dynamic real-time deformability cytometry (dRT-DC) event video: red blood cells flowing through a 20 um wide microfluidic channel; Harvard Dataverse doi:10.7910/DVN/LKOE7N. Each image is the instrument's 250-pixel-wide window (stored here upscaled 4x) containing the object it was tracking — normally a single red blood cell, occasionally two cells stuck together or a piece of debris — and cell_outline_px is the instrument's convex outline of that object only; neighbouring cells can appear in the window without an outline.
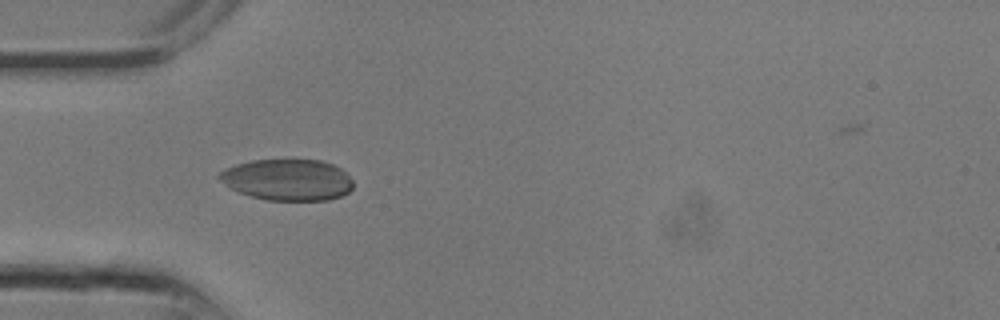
{"species": "common noctule bat (a hibernating species)", "species_latin": "Nyctalus noctula", "temperature_condition": "room temperature", "stored_images_in_passage": 5, "camera_frame_rate_fps": 3000, "um_per_image_px": 0.085, "animal": {"sex": "male", "body_mass_g": 13.3}, "frame": {"image": 1, "passage_image": 2, "time_ms": 0.333, "image_size_px": [1000, 320], "cell_outline_px": [[352, 188], [348, 192], [340, 196], [328, 200], [268, 200], [252, 196], [240, 192], [224, 184], [216, 176], [220, 172], [236, 164], [252, 160], [320, 160], [332, 164], [340, 168], [352, 180]], "centroid_in_image_um": [24.44, 15.28], "position_along_channel_um": 60.6, "area_um2": 31.91}}
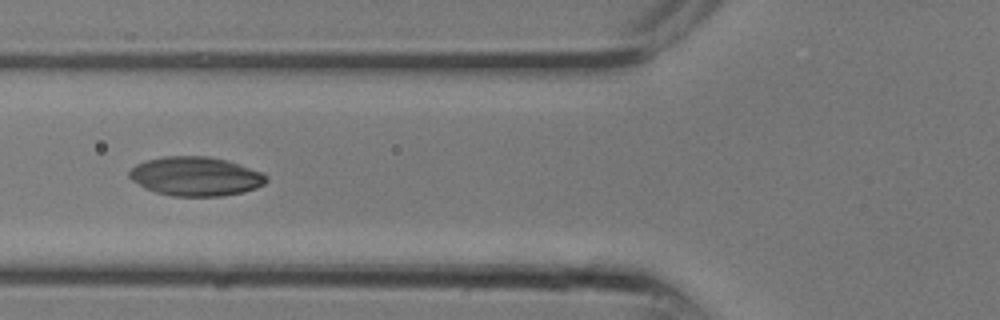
{"frame": {"image": 2, "passage_image": 4, "time_ms": 1.0, "image_size_px": [1000, 320], "cell_outline_px": [[268, 180], [264, 184], [256, 188], [244, 192], [220, 196], [172, 196], [156, 192], [144, 188], [132, 180], [128, 176], [128, 172], [136, 164], [148, 160], [164, 156], [208, 156], [228, 160], [240, 164], [260, 172], [268, 176]], "centroid_in_image_um": [16.63, 14.99], "position_along_channel_um": 109.2, "area_um2": 31.27}}